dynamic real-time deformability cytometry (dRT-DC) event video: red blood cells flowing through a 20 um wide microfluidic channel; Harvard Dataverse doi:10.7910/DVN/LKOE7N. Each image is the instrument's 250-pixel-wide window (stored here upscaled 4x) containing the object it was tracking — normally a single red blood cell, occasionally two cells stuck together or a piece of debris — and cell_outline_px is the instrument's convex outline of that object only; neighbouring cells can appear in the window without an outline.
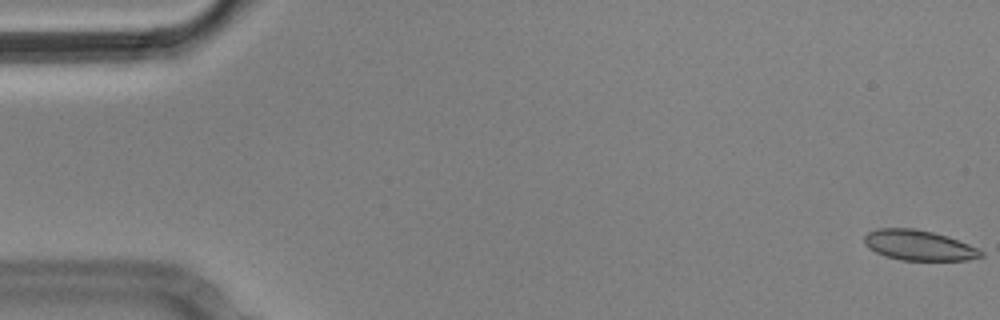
{"species": "Egyptian fruit bat (a non-hibernating species)", "species_latin": "Rousettus aegyptiacus", "temperature_condition": "cold", "stored_images_in_passage": 56, "camera_frame_rate_fps": 3000, "um_per_image_px": 0.085, "animal": {"sex": "male"}, "frame": {"image": 1, "passage_image": 1, "time_ms": 0.0, "image_size_px": [1000, 320], "cell_outline_px": [[984, 256], [968, 260], [900, 260], [876, 252], [868, 248], [864, 244], [864, 236], [868, 232], [880, 228], [912, 228], [932, 232], [948, 236], [968, 244], [984, 252]], "centroid_in_image_um": [78.1, 20.85], "position_along_channel_um": 6.9, "area_um2": 20.46}}
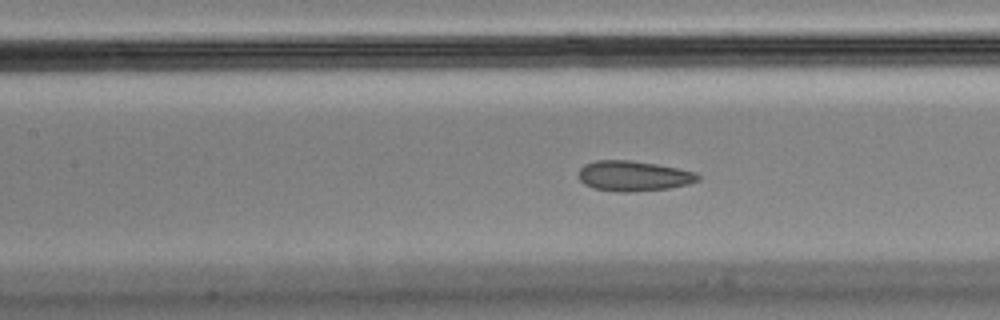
{"frame": {"image": 2, "passage_image": 25, "time_ms": 8.0, "image_size_px": [1000, 320], "cell_outline_px": [[700, 180], [688, 184], [668, 188], [628, 192], [620, 192], [592, 188], [584, 184], [580, 180], [580, 168], [584, 164], [596, 160], [632, 160], [656, 164], [696, 172], [700, 176]], "centroid_in_image_um": [53.84, 14.95], "position_along_channel_um": 153.6, "area_um2": 20.98}}
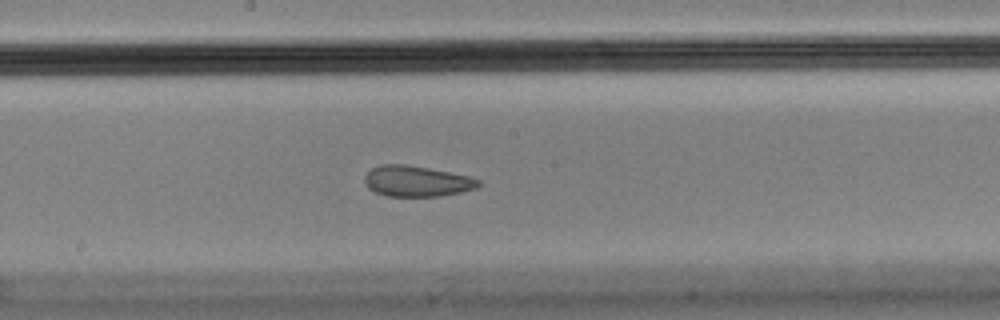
{"frame": {"image": 3, "passage_image": 30, "time_ms": 9.667, "image_size_px": [1000, 320], "cell_outline_px": [[480, 184], [476, 188], [460, 192], [440, 196], [388, 196], [376, 192], [368, 188], [364, 180], [364, 176], [372, 168], [380, 164], [404, 164], [428, 168], [472, 176], [480, 180]], "centroid_in_image_um": [35.43, 15.39], "position_along_channel_um": 212.8, "area_um2": 20.4}, "authors_computed_cell_mechanics": {"area_um2": 21.4438, "velocity_mm_per_s": 3.5522, "shape_relaxation_time_tau1_ms": null, "shape_relaxation_time_tau2_ms": 1.5169, "deformation_change_tau1": null, "deformation_change_tau2": 0.0554}}